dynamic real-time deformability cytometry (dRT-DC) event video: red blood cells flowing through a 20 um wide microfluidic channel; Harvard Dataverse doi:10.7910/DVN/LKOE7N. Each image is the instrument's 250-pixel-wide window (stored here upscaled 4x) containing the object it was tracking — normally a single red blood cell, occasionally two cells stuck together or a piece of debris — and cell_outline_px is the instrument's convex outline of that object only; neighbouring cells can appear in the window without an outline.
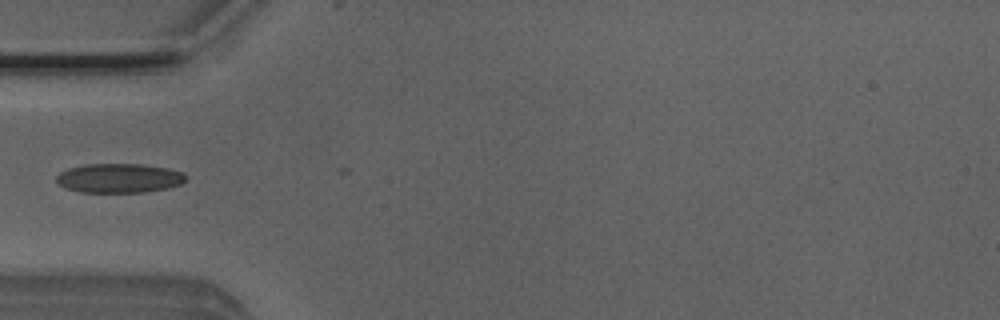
{"species": "Egyptian fruit bat (a non-hibernating species)", "species_latin": "Rousettus aegyptiacus", "temperature_condition": "room temperature", "stored_images_in_passage": 3, "camera_frame_rate_fps": 3000, "um_per_image_px": 0.085, "animal": {"sex": "male"}, "frame": {"image": 1, "passage_image": 2, "time_ms": 0.333, "image_size_px": [1000, 320], "cell_outline_px": [[188, 176], [180, 184], [168, 188], [144, 192], [80, 192], [64, 188], [56, 184], [56, 176], [60, 172], [68, 168], [84, 164], [140, 164], [168, 168], [184, 172]], "centroid_in_image_um": [10.1, 15.14], "position_along_channel_um": 74.9, "area_um2": 22.31}}